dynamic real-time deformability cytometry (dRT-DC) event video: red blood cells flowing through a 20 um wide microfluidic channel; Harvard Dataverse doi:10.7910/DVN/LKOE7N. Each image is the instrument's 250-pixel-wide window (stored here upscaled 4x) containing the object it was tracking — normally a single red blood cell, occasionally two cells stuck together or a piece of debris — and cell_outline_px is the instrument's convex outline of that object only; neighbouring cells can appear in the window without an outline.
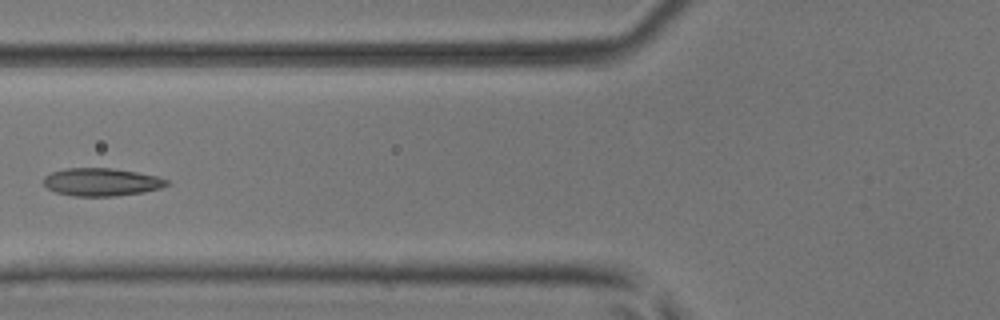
{"species": "common noctule bat (a hibernating species)", "species_latin": "Nyctalus noctula", "temperature_condition": "room temperature", "stored_images_in_passage": 6, "camera_frame_rate_fps": 3000, "um_per_image_px": 0.085, "animal": {"sex": "male", "body_mass_g": 17.9, "forearm_length_mm": 54.2}, "frame": {"image": 1, "passage_image": 5, "time_ms": 1.333, "image_size_px": [1000, 320], "cell_outline_px": [[172, 184], [160, 188], [144, 192], [116, 196], [72, 196], [56, 192], [48, 188], [44, 184], [44, 176], [52, 172], [64, 168], [112, 168], [136, 172], [156, 176], [168, 180]], "centroid_in_image_um": [8.64, 15.47], "position_along_channel_um": 117.2, "area_um2": 20.06}}
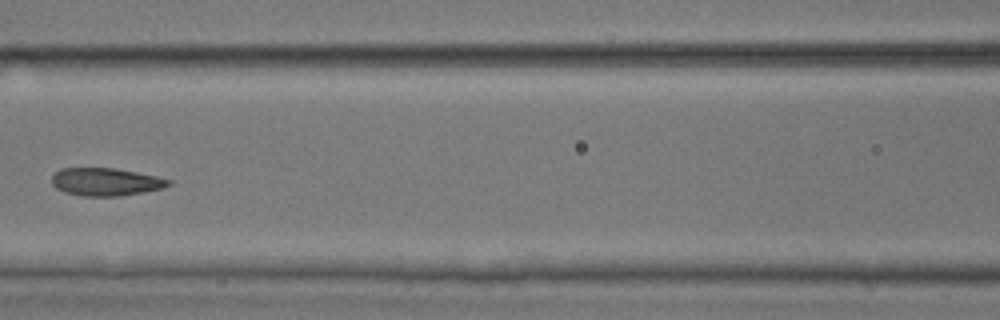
{"frame": {"image": 2, "passage_image": 6, "time_ms": 1.667, "image_size_px": [1000, 320], "cell_outline_px": [[172, 184], [164, 188], [144, 192], [120, 196], [84, 196], [64, 192], [56, 188], [52, 184], [52, 176], [60, 168], [116, 168], [156, 176], [172, 180]], "centroid_in_image_um": [9.01, 15.46], "position_along_channel_um": 157.6, "area_um2": 19.02}}